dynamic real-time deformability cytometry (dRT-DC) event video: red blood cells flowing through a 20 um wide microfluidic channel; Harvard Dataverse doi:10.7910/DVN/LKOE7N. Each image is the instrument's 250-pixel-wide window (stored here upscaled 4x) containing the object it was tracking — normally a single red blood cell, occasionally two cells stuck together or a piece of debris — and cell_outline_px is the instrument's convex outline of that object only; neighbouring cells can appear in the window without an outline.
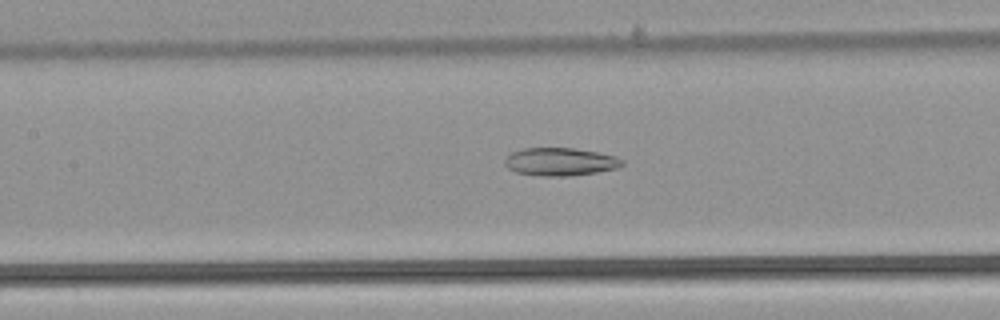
{"species": "common noctule bat (a hibernating species)", "species_latin": "Nyctalus noctula", "temperature_condition": "warm", "stored_images_in_passage": 36, "camera_frame_rate_fps": 3000, "um_per_image_px": 0.085, "animal": {"sex": "male", "body_mass_g": 21.5, "forearm_length_mm": 52.0}, "frame": {"image": 1, "passage_image": 15, "time_ms": 4.667, "image_size_px": [1000, 320], "cell_outline_px": [[624, 164], [616, 168], [596, 172], [572, 176], [540, 176], [516, 172], [508, 168], [504, 164], [504, 160], [512, 152], [524, 148], [572, 148], [596, 152], [616, 156], [624, 160]], "centroid_in_image_um": [47.61, 13.75], "position_along_channel_um": 159.8, "area_um2": 19.07}}
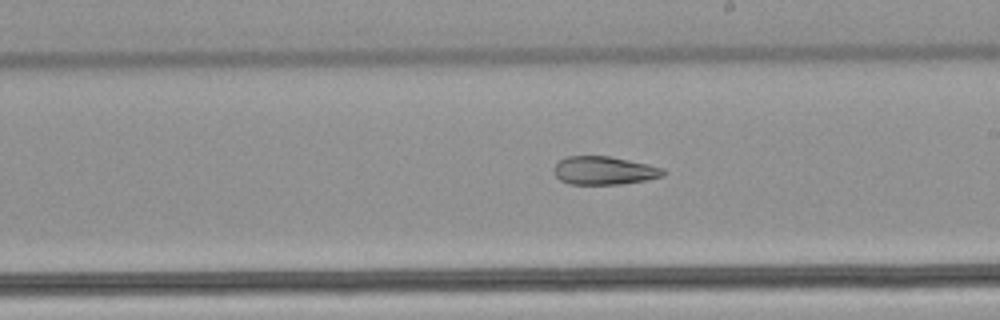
{"frame": {"image": 2, "passage_image": 21, "time_ms": 6.667, "image_size_px": [1000, 320], "cell_outline_px": [[664, 176], [644, 180], [620, 184], [568, 184], [560, 180], [556, 176], [552, 168], [560, 160], [568, 156], [608, 156], [648, 164], [664, 168]], "centroid_in_image_um": [51.32, 14.49], "position_along_channel_um": 237.7, "area_um2": 17.92}}
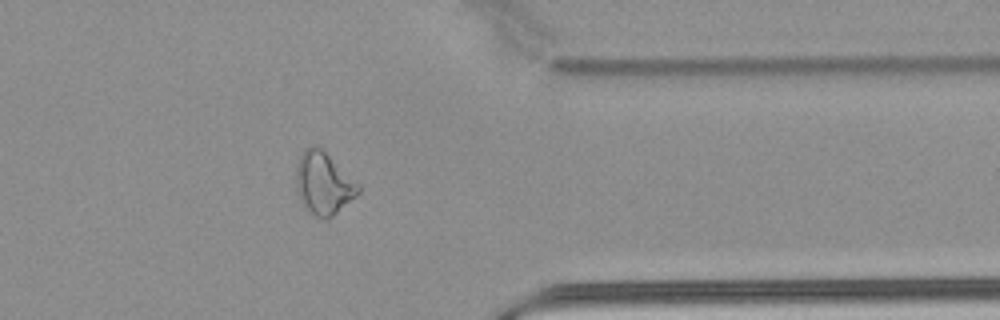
{"frame": {"image": 3, "passage_image": 33, "time_ms": 10.667, "image_size_px": [1000, 320], "cell_outline_px": [[360, 192], [356, 196], [328, 220], [324, 220], [312, 216], [304, 208], [300, 200], [296, 188], [296, 164], [304, 148], [312, 144], [316, 144], [360, 184]], "centroid_in_image_um": [27.48, 15.61], "position_along_channel_um": 383.9, "area_um2": 22.95}, "authors_computed_cell_mechanics": {"area_um2": 19.941, "velocity_mm_per_s": 3.9165, "shape_relaxation_time_tau1_ms": null, "shape_relaxation_time_tau2_ms": 7.5987, "deformation_change_tau1": null, "deformation_change_tau2": 0.1804}}